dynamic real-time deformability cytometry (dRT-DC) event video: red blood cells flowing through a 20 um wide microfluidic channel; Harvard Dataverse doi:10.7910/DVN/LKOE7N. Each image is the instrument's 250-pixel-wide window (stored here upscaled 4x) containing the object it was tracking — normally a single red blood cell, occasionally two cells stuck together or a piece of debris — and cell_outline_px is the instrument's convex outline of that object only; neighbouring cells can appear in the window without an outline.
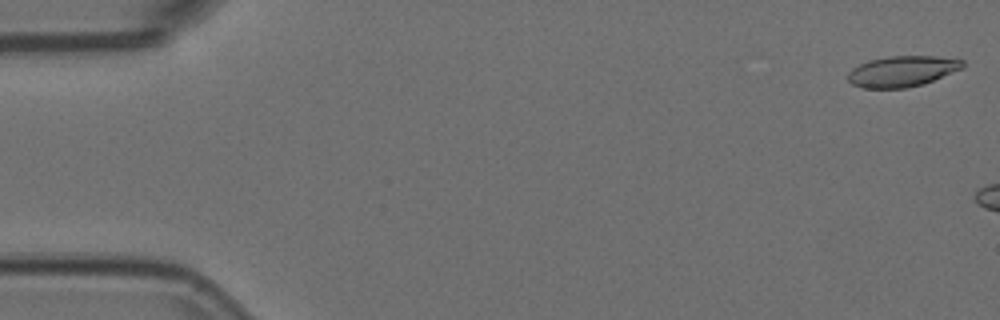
{"species": "Egyptian fruit bat (a non-hibernating species)", "species_latin": "Rousettus aegyptiacus", "temperature_condition": "room temperature", "stored_images_in_passage": 5, "segment_of_instrument_passage": [2, 2], "camera_frame_rate_fps": 3000, "um_per_image_px": 0.085, "animal": {"sex": "female"}, "frame": {"image": 1, "passage_image": 5, "time_ms": 1.333, "image_size_px": [1000, 320], "cell_outline_px": [[964, 68], [924, 84], [904, 88], [864, 88], [852, 84], [848, 80], [848, 72], [852, 68], [868, 60], [888, 56], [936, 56], [964, 60]], "centroid_in_image_um": [76.7, 6.05], "position_along_channel_um": 8.3, "area_um2": 20.69}}